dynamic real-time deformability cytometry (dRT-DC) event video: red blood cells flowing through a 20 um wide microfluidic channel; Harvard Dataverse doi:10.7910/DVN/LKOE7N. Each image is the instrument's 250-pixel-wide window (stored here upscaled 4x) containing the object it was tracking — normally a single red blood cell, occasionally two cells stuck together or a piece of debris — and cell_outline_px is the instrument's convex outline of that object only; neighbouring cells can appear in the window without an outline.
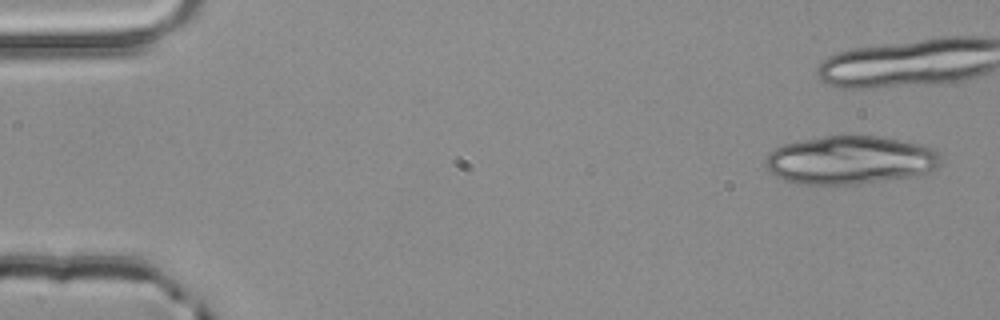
{"species": "common noctule bat (a hibernating species)", "species_latin": "Nyctalus noctula", "temperature_condition": "room temperature", "stored_images_in_passage": 4, "camera_frame_rate_fps": 3000, "um_per_image_px": 0.085, "animal": {"sex": "male", "body_mass_g": 20.4}, "frame": {"image": 1, "passage_image": 1, "time_ms": 0.0, "image_size_px": [1000, 320], "cell_outline_px": [[940, 164], [936, 168], [928, 172], [916, 176], [856, 184], [796, 184], [784, 180], [776, 176], [764, 164], [764, 160], [768, 152], [784, 144], [844, 132], [884, 136], [920, 144], [932, 148], [940, 156]], "centroid_in_image_um": [72.26, 13.57], "position_along_channel_um": 12.7, "area_um2": 50.29}}